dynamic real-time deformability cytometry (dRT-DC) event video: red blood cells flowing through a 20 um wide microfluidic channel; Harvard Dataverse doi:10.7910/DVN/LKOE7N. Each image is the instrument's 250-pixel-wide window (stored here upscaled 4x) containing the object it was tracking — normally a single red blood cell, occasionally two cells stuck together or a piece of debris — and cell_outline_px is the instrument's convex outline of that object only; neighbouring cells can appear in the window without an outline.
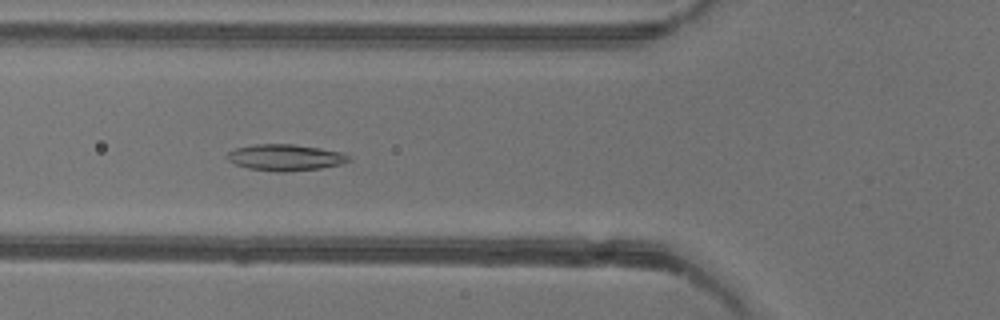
{"species": "common noctule bat (a hibernating species)", "species_latin": "Nyctalus noctula", "temperature_condition": "warm", "stored_images_in_passage": 52, "camera_frame_rate_fps": 3000, "um_per_image_px": 0.085, "animal": {"sex": "female"}, "frame": {"image": 1, "passage_image": 19, "time_ms": 6.0, "image_size_px": [1000, 320], "cell_outline_px": [[352, 160], [340, 164], [320, 168], [288, 172], [276, 172], [248, 168], [236, 164], [228, 160], [224, 156], [228, 152], [236, 148], [256, 144], [292, 144], [320, 148], [340, 152], [352, 156]], "centroid_in_image_um": [24.25, 13.39], "position_along_channel_um": 101.5, "area_um2": 18.73}}
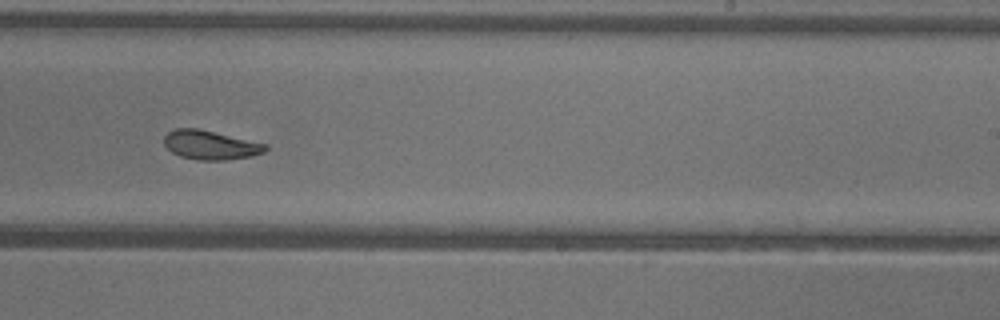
{"frame": {"image": 2, "passage_image": 32, "time_ms": 10.333, "image_size_px": [1000, 320], "cell_outline_px": [[268, 148], [264, 152], [252, 156], [228, 160], [200, 160], [180, 156], [172, 152], [164, 144], [164, 136], [168, 132], [176, 128], [196, 128], [268, 144]], "centroid_in_image_um": [17.9, 12.33], "position_along_channel_um": 271.1, "area_um2": 17.11}}
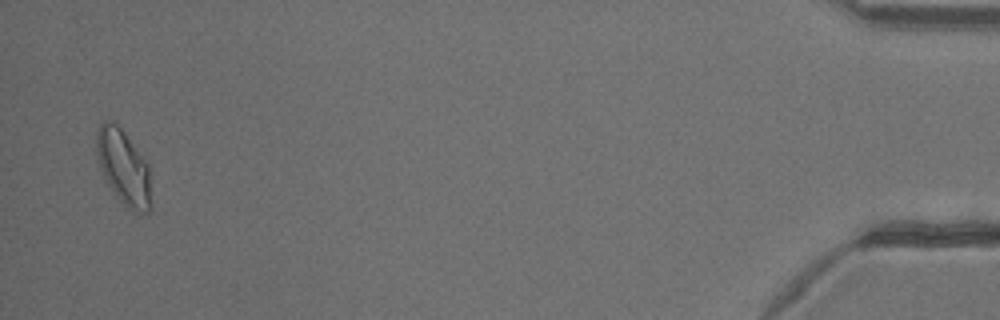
{"frame": {"image": 3, "passage_image": 51, "time_ms": 16.667, "image_size_px": [1000, 320], "cell_outline_px": [[152, 208], [148, 212], [132, 212], [116, 196], [108, 184], [100, 168], [96, 152], [96, 132], [100, 124], [104, 120], [112, 120], [120, 128], [148, 164], [152, 204]], "centroid_in_image_um": [10.5, 14.24], "position_along_channel_um": 424.7, "area_um2": 23.76}, "authors_computed_cell_mechanics": {"area_um2": 19.1029, "velocity_mm_per_s": 3.9102, "shape_relaxation_time_tau1_ms": 4.48, "shape_relaxation_time_tau2_ms": 3.5195, "deformation_change_tau1": 0.134, "deformation_change_tau2": 0.0947}}